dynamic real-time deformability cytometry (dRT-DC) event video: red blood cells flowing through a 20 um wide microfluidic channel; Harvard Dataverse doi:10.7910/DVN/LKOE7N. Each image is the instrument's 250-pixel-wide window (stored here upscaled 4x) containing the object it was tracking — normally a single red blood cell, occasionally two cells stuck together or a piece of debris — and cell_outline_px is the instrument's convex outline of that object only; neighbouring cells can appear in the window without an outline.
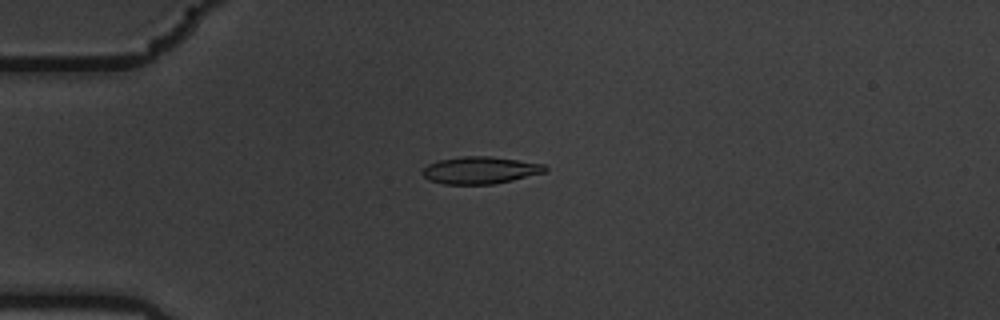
{"species": "common noctule bat (a hibernating species)", "species_latin": "Nyctalus noctula", "temperature_condition": "warm", "stored_images_in_passage": 59, "camera_frame_rate_fps": 3000, "um_per_image_px": 0.085, "animal": {"sex": "male", "body_mass_g": 19.5, "forearm_length_mm": 54.6}, "frame": {"image": 1, "passage_image": 16, "time_ms": 5.0, "image_size_px": [1000, 320], "cell_outline_px": [[548, 168], [544, 172], [512, 180], [492, 184], [444, 184], [428, 180], [420, 172], [428, 164], [440, 160], [460, 156], [492, 156], [544, 164]], "centroid_in_image_um": [40.79, 14.46], "position_along_channel_um": 44.2, "area_um2": 19.36}}
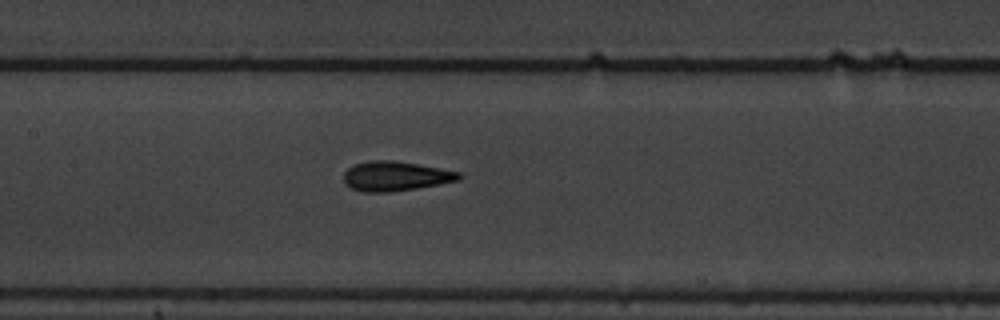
{"frame": {"image": 2, "passage_image": 29, "time_ms": 9.333, "image_size_px": [1000, 320], "cell_outline_px": [[464, 176], [460, 180], [416, 188], [388, 192], [364, 192], [352, 188], [344, 184], [344, 172], [348, 168], [356, 164], [372, 160], [392, 160], [416, 164], [460, 172]], "centroid_in_image_um": [33.61, 14.97], "position_along_channel_um": 173.8, "area_um2": 19.71}}
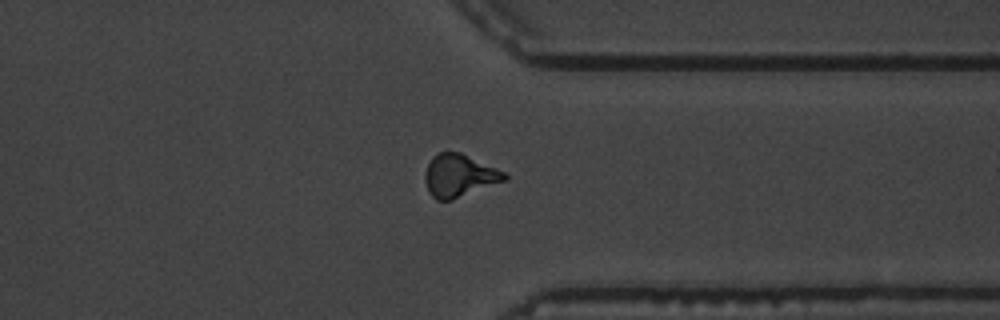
{"frame": {"image": 3, "passage_image": 46, "time_ms": 15.0, "image_size_px": [1000, 320], "cell_outline_px": [[508, 180], [452, 200], [436, 200], [428, 192], [424, 180], [424, 172], [432, 156], [436, 152], [460, 152], [496, 168], [504, 172], [508, 176]], "centroid_in_image_um": [39.02, 14.93], "position_along_channel_um": 372.4, "area_um2": 19.94}, "authors_computed_cell_mechanics": {"area_um2": 19.0162, "velocity_mm_per_s": 3.5367, "shape_relaxation_time_tau1_ms": 5.6959, "shape_relaxation_time_tau2_ms": 1.421, "deformation_change_tau1": 0.1841, "deformation_change_tau2": 0.0933}}